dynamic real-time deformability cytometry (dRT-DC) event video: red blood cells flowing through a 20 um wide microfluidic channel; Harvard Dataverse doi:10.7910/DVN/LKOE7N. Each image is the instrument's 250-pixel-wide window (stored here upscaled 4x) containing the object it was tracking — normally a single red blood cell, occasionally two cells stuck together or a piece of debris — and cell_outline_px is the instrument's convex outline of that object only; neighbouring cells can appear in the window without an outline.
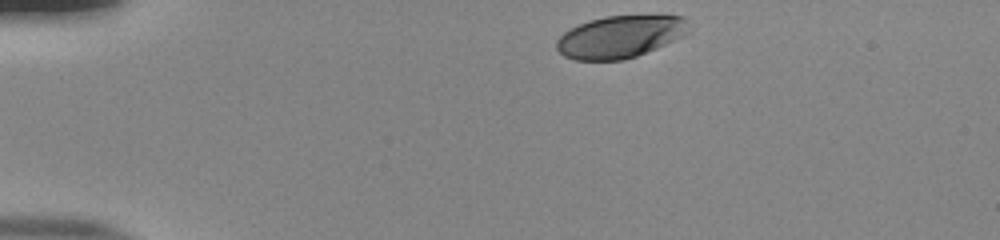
{"species": "human", "species_latin": "Homo sapiens", "temperature_condition": "room temperature", "stored_images_in_passage": 36, "camera_frame_rate_fps": 3000, "um_per_image_px": 0.085, "donor": {"sex": "male"}, "frame": {"image": 1, "passage_image": 1, "time_ms": 0.0, "image_size_px": [1000, 240], "cell_outline_px": [[692, 32], [676, 40], [636, 56], [624, 60], [576, 60], [564, 56], [556, 48], [556, 40], [564, 32], [588, 20], [604, 16], [684, 16], [688, 20]], "centroid_in_image_um": [52.75, 3.12], "position_along_channel_um": 32.2, "area_um2": 32.71}}
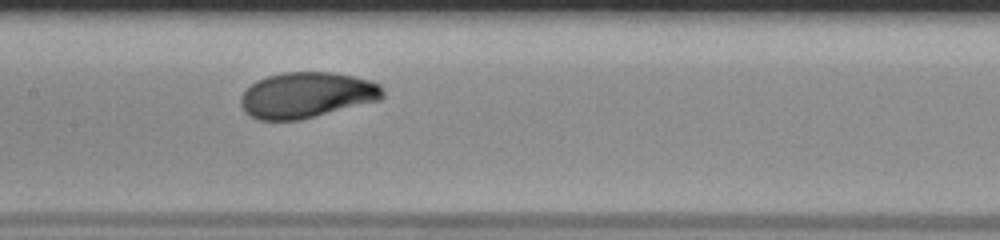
{"frame": {"image": 2, "passage_image": 18, "time_ms": 5.667, "image_size_px": [1000, 240], "cell_outline_px": [[384, 96], [380, 100], [300, 120], [260, 120], [244, 112], [240, 104], [240, 96], [256, 80], [268, 76], [284, 72], [332, 72], [352, 76], [368, 80], [380, 84], [384, 92]], "centroid_in_image_um": [26.06, 8.08], "position_along_channel_um": 181.3, "area_um2": 37.8}}
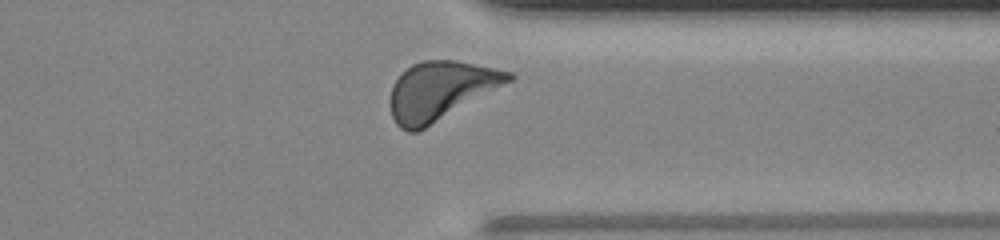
{"frame": {"image": 3, "passage_image": 33, "time_ms": 10.667, "image_size_px": [1000, 240], "cell_outline_px": [[516, 76], [512, 80], [424, 128], [416, 132], [408, 132], [400, 128], [396, 124], [392, 116], [388, 104], [388, 100], [392, 84], [412, 64], [424, 60], [456, 60], [512, 72]], "centroid_in_image_um": [37.39, 7.7], "position_along_channel_um": 374.0, "area_um2": 39.88}, "authors_computed_cell_mechanics": {"area_um2": 37.1654, "velocity_mm_per_s": 3.8657, "shape_relaxation_time_tau1_ms": 1.5062, "shape_relaxation_time_tau2_ms": null, "deformation_change_tau1": 0.1172, "deformation_change_tau2": null}}